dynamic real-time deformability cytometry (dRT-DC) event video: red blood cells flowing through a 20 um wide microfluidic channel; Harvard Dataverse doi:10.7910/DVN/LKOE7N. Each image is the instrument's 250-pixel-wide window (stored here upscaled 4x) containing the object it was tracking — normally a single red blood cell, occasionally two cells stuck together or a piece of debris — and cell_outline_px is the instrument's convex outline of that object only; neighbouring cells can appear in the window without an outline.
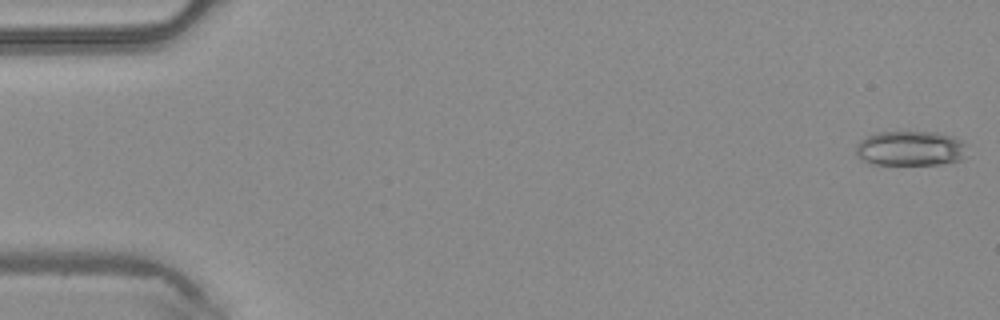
{"species": "common noctule bat (a hibernating species)", "species_latin": "Nyctalus noctula", "temperature_condition": "warm", "stored_images_in_passage": 47, "camera_frame_rate_fps": 3000, "um_per_image_px": 0.085, "animal": {"sex": "male", "body_mass_g": 20.4}, "frame": {"image": 1, "passage_image": 1, "time_ms": 0.0, "image_size_px": [1000, 320], "cell_outline_px": [[968, 144], [964, 156], [960, 160], [940, 164], [868, 164], [856, 152], [856, 144], [860, 140], [876, 132], [936, 132], [952, 136], [964, 140]], "centroid_in_image_um": [77.42, 12.6], "position_along_channel_um": 7.6, "area_um2": 22.72}}
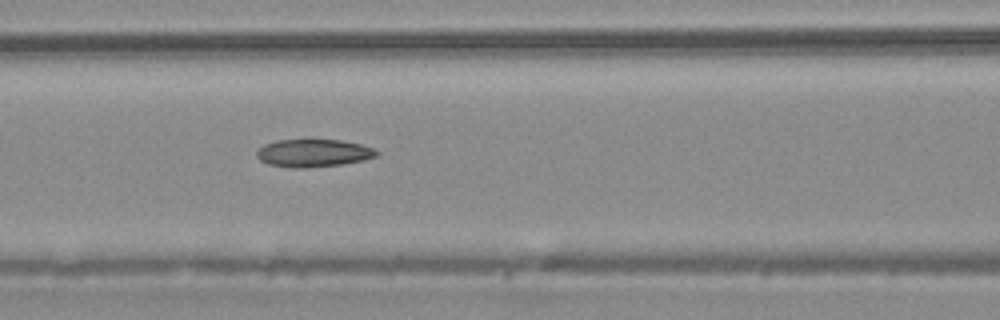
{"frame": {"image": 2, "passage_image": 20, "time_ms": 6.333, "image_size_px": [1000, 320], "cell_outline_px": [[380, 152], [376, 156], [364, 160], [344, 164], [308, 168], [292, 168], [268, 164], [260, 160], [256, 156], [256, 152], [264, 144], [276, 140], [340, 140], [360, 144], [376, 148]], "centroid_in_image_um": [26.66, 13.02], "position_along_channel_um": 139.9, "area_um2": 19.54}}
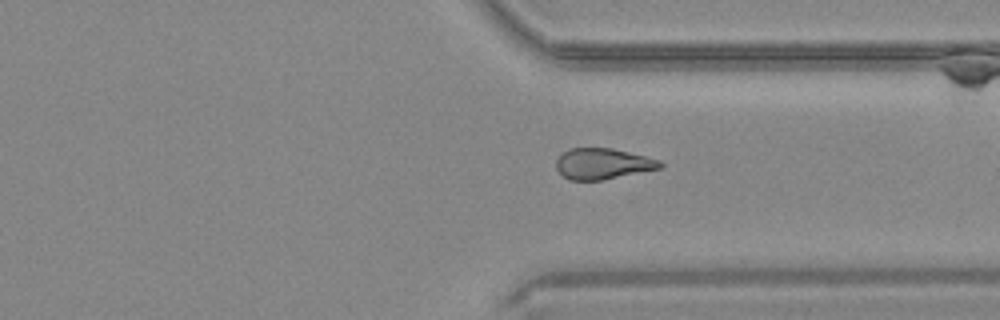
{"frame": {"image": 3, "passage_image": 35, "time_ms": 11.333, "image_size_px": [1000, 320], "cell_outline_px": [[664, 168], [604, 180], [568, 180], [556, 168], [556, 160], [568, 148], [612, 148], [660, 160], [664, 164]], "centroid_in_image_um": [51.27, 13.93], "position_along_channel_um": 360.1, "area_um2": 18.84}}